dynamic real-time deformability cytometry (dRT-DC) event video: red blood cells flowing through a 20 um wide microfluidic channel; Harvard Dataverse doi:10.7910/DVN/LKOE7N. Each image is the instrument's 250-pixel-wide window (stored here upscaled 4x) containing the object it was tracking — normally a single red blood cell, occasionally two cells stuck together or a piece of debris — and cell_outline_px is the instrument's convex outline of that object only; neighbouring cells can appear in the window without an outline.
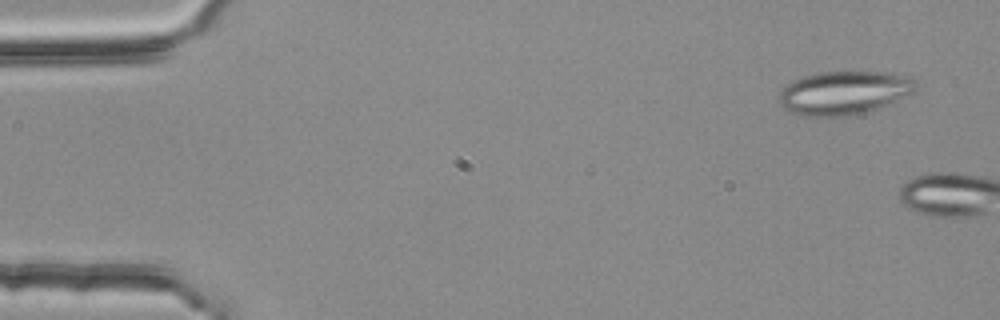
{"species": "common noctule bat (a hibernating species)", "species_latin": "Nyctalus noctula", "temperature_condition": "room temperature", "stored_images_in_passage": 5, "camera_frame_rate_fps": 3000, "um_per_image_px": 0.085, "animal": {"sex": "female", "body_mass_g": 25.1}, "frame": {"image": 1, "passage_image": 3, "time_ms": 0.667, "image_size_px": [1000, 320], "cell_outline_px": [[916, 92], [888, 104], [868, 112], [852, 116], [804, 116], [788, 112], [780, 104], [780, 92], [792, 80], [804, 76], [820, 72], [892, 72], [912, 76], [916, 84]], "centroid_in_image_um": [71.79, 7.89], "position_along_channel_um": 13.2, "area_um2": 35.03}}